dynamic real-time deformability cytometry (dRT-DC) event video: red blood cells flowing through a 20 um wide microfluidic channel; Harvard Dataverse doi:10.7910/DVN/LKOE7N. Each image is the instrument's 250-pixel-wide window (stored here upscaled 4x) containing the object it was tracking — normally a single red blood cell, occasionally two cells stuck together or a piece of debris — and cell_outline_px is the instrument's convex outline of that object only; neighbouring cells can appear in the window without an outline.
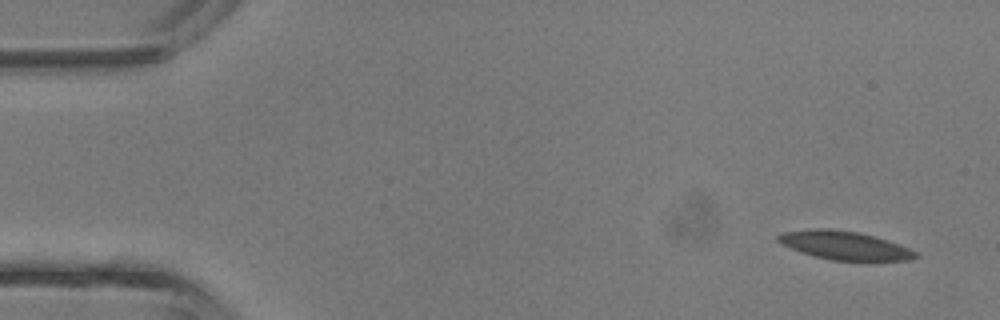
{"species": "common noctule bat (a hibernating species)", "species_latin": "Nyctalus noctula", "temperature_condition": "room temperature", "stored_images_in_passage": 41, "camera_frame_rate_fps": 3000, "um_per_image_px": 0.085, "animal": {"sex": "male", "body_mass_g": 13.3}, "frame": {"image": 1, "passage_image": 1, "time_ms": 0.0, "image_size_px": [1000, 320], "cell_outline_px": [[920, 256], [908, 260], [868, 264], [832, 260], [800, 252], [776, 240], [776, 236], [784, 232], [820, 228], [828, 228], [856, 232], [876, 236], [888, 240], [908, 248], [916, 252]], "centroid_in_image_um": [71.9, 20.92], "position_along_channel_um": 13.1, "area_um2": 23.52}}
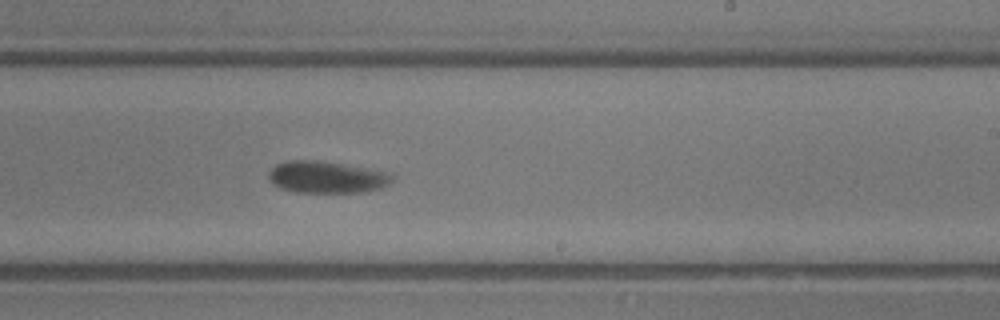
{"frame": {"image": 2, "passage_image": 24, "time_ms": 7.667, "image_size_px": [1000, 320], "cell_outline_px": [[392, 180], [388, 184], [380, 188], [360, 192], [296, 192], [280, 188], [268, 176], [268, 172], [276, 164], [288, 160], [320, 160], [368, 168], [384, 172], [392, 176]], "centroid_in_image_um": [27.73, 15.04], "position_along_channel_um": 261.3, "area_um2": 22.66}}
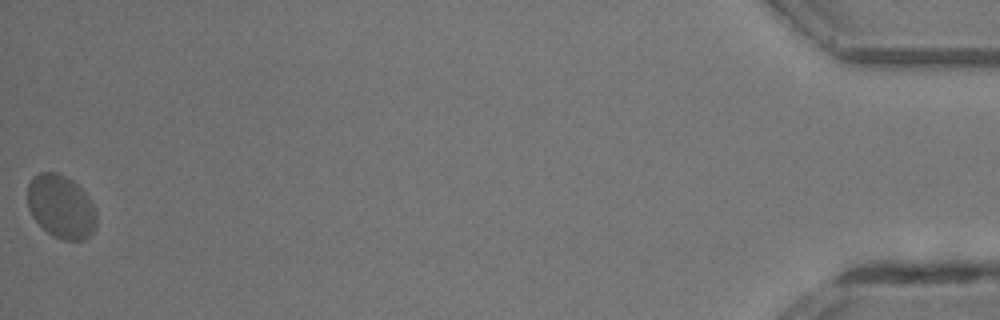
{"frame": {"image": 3, "passage_image": 41, "time_ms": 13.333, "image_size_px": [1000, 320], "cell_outline_px": [[96, 228], [84, 240], [64, 240], [52, 236], [32, 216], [28, 208], [28, 184], [32, 176], [40, 172], [56, 172], [72, 180], [84, 192], [92, 204], [96, 212]], "centroid_in_image_um": [5.18, 17.56], "position_along_channel_um": 430.0, "area_um2": 25.32}, "authors_computed_cell_mechanics": {"area_um2": 23.2356, "velocity_mm_per_s": 4.8106, "shape_relaxation_time_tau1_ms": 3.1814, "shape_relaxation_time_tau2_ms": 0.5437, "deformation_change_tau1": 0.0903, "deformation_change_tau2": 0.0332}}